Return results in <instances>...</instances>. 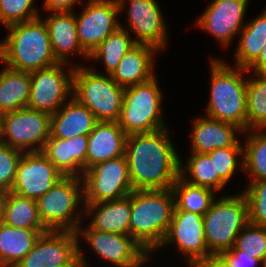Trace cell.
<instances>
[{
    "instance_id": "1",
    "label": "cell",
    "mask_w": 266,
    "mask_h": 267,
    "mask_svg": "<svg viewBox=\"0 0 266 267\" xmlns=\"http://www.w3.org/2000/svg\"><path fill=\"white\" fill-rule=\"evenodd\" d=\"M167 129L127 136L125 156L134 190H166L180 176V157Z\"/></svg>"
},
{
    "instance_id": "2",
    "label": "cell",
    "mask_w": 266,
    "mask_h": 267,
    "mask_svg": "<svg viewBox=\"0 0 266 267\" xmlns=\"http://www.w3.org/2000/svg\"><path fill=\"white\" fill-rule=\"evenodd\" d=\"M5 40L0 41V61L6 67L23 72L53 66L59 61L52 51L49 33L41 16L9 25Z\"/></svg>"
},
{
    "instance_id": "3",
    "label": "cell",
    "mask_w": 266,
    "mask_h": 267,
    "mask_svg": "<svg viewBox=\"0 0 266 267\" xmlns=\"http://www.w3.org/2000/svg\"><path fill=\"white\" fill-rule=\"evenodd\" d=\"M174 208L171 188L131 192L130 236L148 254L159 249L163 243Z\"/></svg>"
},
{
    "instance_id": "4",
    "label": "cell",
    "mask_w": 266,
    "mask_h": 267,
    "mask_svg": "<svg viewBox=\"0 0 266 267\" xmlns=\"http://www.w3.org/2000/svg\"><path fill=\"white\" fill-rule=\"evenodd\" d=\"M211 92L206 107L208 118L227 122L247 131V82L244 68L230 67L222 60L211 58Z\"/></svg>"
},
{
    "instance_id": "5",
    "label": "cell",
    "mask_w": 266,
    "mask_h": 267,
    "mask_svg": "<svg viewBox=\"0 0 266 267\" xmlns=\"http://www.w3.org/2000/svg\"><path fill=\"white\" fill-rule=\"evenodd\" d=\"M124 89L110 75L97 73L93 68L76 66L74 69L72 97L86 106L98 121H118Z\"/></svg>"
},
{
    "instance_id": "6",
    "label": "cell",
    "mask_w": 266,
    "mask_h": 267,
    "mask_svg": "<svg viewBox=\"0 0 266 267\" xmlns=\"http://www.w3.org/2000/svg\"><path fill=\"white\" fill-rule=\"evenodd\" d=\"M249 223L247 201L243 193L215 198L203 216L206 245L212 255L230 250L235 239Z\"/></svg>"
},
{
    "instance_id": "7",
    "label": "cell",
    "mask_w": 266,
    "mask_h": 267,
    "mask_svg": "<svg viewBox=\"0 0 266 267\" xmlns=\"http://www.w3.org/2000/svg\"><path fill=\"white\" fill-rule=\"evenodd\" d=\"M162 97L156 76L147 82L124 89L117 122L127 136L166 128L161 113Z\"/></svg>"
},
{
    "instance_id": "8",
    "label": "cell",
    "mask_w": 266,
    "mask_h": 267,
    "mask_svg": "<svg viewBox=\"0 0 266 267\" xmlns=\"http://www.w3.org/2000/svg\"><path fill=\"white\" fill-rule=\"evenodd\" d=\"M81 184V177L63 176L46 194L36 200L40 219L49 231L76 232L81 226L82 212L75 211L78 204L84 202Z\"/></svg>"
},
{
    "instance_id": "9",
    "label": "cell",
    "mask_w": 266,
    "mask_h": 267,
    "mask_svg": "<svg viewBox=\"0 0 266 267\" xmlns=\"http://www.w3.org/2000/svg\"><path fill=\"white\" fill-rule=\"evenodd\" d=\"M81 178L85 203L122 199L134 190L125 155L92 166Z\"/></svg>"
},
{
    "instance_id": "10",
    "label": "cell",
    "mask_w": 266,
    "mask_h": 267,
    "mask_svg": "<svg viewBox=\"0 0 266 267\" xmlns=\"http://www.w3.org/2000/svg\"><path fill=\"white\" fill-rule=\"evenodd\" d=\"M79 242L76 232L48 231L15 267H88Z\"/></svg>"
},
{
    "instance_id": "11",
    "label": "cell",
    "mask_w": 266,
    "mask_h": 267,
    "mask_svg": "<svg viewBox=\"0 0 266 267\" xmlns=\"http://www.w3.org/2000/svg\"><path fill=\"white\" fill-rule=\"evenodd\" d=\"M50 128L51 115L48 113L28 107L6 112L1 143L22 152H38L49 139Z\"/></svg>"
},
{
    "instance_id": "12",
    "label": "cell",
    "mask_w": 266,
    "mask_h": 267,
    "mask_svg": "<svg viewBox=\"0 0 266 267\" xmlns=\"http://www.w3.org/2000/svg\"><path fill=\"white\" fill-rule=\"evenodd\" d=\"M63 62L30 72L31 89L28 108L55 113L72 97L74 67L65 73ZM63 68V69H62Z\"/></svg>"
},
{
    "instance_id": "13",
    "label": "cell",
    "mask_w": 266,
    "mask_h": 267,
    "mask_svg": "<svg viewBox=\"0 0 266 267\" xmlns=\"http://www.w3.org/2000/svg\"><path fill=\"white\" fill-rule=\"evenodd\" d=\"M125 5V0H88L83 11L76 16L78 39L89 55L106 37L120 28L116 16Z\"/></svg>"
},
{
    "instance_id": "14",
    "label": "cell",
    "mask_w": 266,
    "mask_h": 267,
    "mask_svg": "<svg viewBox=\"0 0 266 267\" xmlns=\"http://www.w3.org/2000/svg\"><path fill=\"white\" fill-rule=\"evenodd\" d=\"M62 177L61 172L41 151L23 152L10 192L37 200Z\"/></svg>"
},
{
    "instance_id": "15",
    "label": "cell",
    "mask_w": 266,
    "mask_h": 267,
    "mask_svg": "<svg viewBox=\"0 0 266 267\" xmlns=\"http://www.w3.org/2000/svg\"><path fill=\"white\" fill-rule=\"evenodd\" d=\"M78 238L84 237L93 251L117 267H140L149 254L130 235L101 232L88 226L78 227ZM81 234V235H80Z\"/></svg>"
},
{
    "instance_id": "16",
    "label": "cell",
    "mask_w": 266,
    "mask_h": 267,
    "mask_svg": "<svg viewBox=\"0 0 266 267\" xmlns=\"http://www.w3.org/2000/svg\"><path fill=\"white\" fill-rule=\"evenodd\" d=\"M169 243H176L189 265L212 255L206 245L203 216L197 213L185 210L173 211L168 232L159 248Z\"/></svg>"
},
{
    "instance_id": "17",
    "label": "cell",
    "mask_w": 266,
    "mask_h": 267,
    "mask_svg": "<svg viewBox=\"0 0 266 267\" xmlns=\"http://www.w3.org/2000/svg\"><path fill=\"white\" fill-rule=\"evenodd\" d=\"M249 0H213L197 20V25L208 31L221 45L228 46L244 28L243 23Z\"/></svg>"
},
{
    "instance_id": "18",
    "label": "cell",
    "mask_w": 266,
    "mask_h": 267,
    "mask_svg": "<svg viewBox=\"0 0 266 267\" xmlns=\"http://www.w3.org/2000/svg\"><path fill=\"white\" fill-rule=\"evenodd\" d=\"M127 26L136 34V44H146L164 50L167 43V27L156 0H128Z\"/></svg>"
},
{
    "instance_id": "19",
    "label": "cell",
    "mask_w": 266,
    "mask_h": 267,
    "mask_svg": "<svg viewBox=\"0 0 266 267\" xmlns=\"http://www.w3.org/2000/svg\"><path fill=\"white\" fill-rule=\"evenodd\" d=\"M191 151L208 154L215 149L225 147H242L235 132L244 131L234 124L208 118L206 116L193 121Z\"/></svg>"
},
{
    "instance_id": "20",
    "label": "cell",
    "mask_w": 266,
    "mask_h": 267,
    "mask_svg": "<svg viewBox=\"0 0 266 267\" xmlns=\"http://www.w3.org/2000/svg\"><path fill=\"white\" fill-rule=\"evenodd\" d=\"M127 135L118 122L99 121L88 135L87 169L125 155Z\"/></svg>"
},
{
    "instance_id": "21",
    "label": "cell",
    "mask_w": 266,
    "mask_h": 267,
    "mask_svg": "<svg viewBox=\"0 0 266 267\" xmlns=\"http://www.w3.org/2000/svg\"><path fill=\"white\" fill-rule=\"evenodd\" d=\"M44 22L48 29L52 51L59 62L69 64L67 59L73 52L89 59V54L79 42L76 15L73 11L53 12Z\"/></svg>"
},
{
    "instance_id": "22",
    "label": "cell",
    "mask_w": 266,
    "mask_h": 267,
    "mask_svg": "<svg viewBox=\"0 0 266 267\" xmlns=\"http://www.w3.org/2000/svg\"><path fill=\"white\" fill-rule=\"evenodd\" d=\"M98 122L86 106L71 97L51 115L50 137L69 139L79 135L88 136Z\"/></svg>"
},
{
    "instance_id": "23",
    "label": "cell",
    "mask_w": 266,
    "mask_h": 267,
    "mask_svg": "<svg viewBox=\"0 0 266 267\" xmlns=\"http://www.w3.org/2000/svg\"><path fill=\"white\" fill-rule=\"evenodd\" d=\"M157 51L150 45L136 44L122 57L110 76L124 88L151 80L155 77L153 55Z\"/></svg>"
},
{
    "instance_id": "24",
    "label": "cell",
    "mask_w": 266,
    "mask_h": 267,
    "mask_svg": "<svg viewBox=\"0 0 266 267\" xmlns=\"http://www.w3.org/2000/svg\"><path fill=\"white\" fill-rule=\"evenodd\" d=\"M85 213L94 217L90 227L101 232L130 235L131 193L122 199L101 203H84Z\"/></svg>"
},
{
    "instance_id": "25",
    "label": "cell",
    "mask_w": 266,
    "mask_h": 267,
    "mask_svg": "<svg viewBox=\"0 0 266 267\" xmlns=\"http://www.w3.org/2000/svg\"><path fill=\"white\" fill-rule=\"evenodd\" d=\"M48 229H25L0 222V267H15Z\"/></svg>"
},
{
    "instance_id": "26",
    "label": "cell",
    "mask_w": 266,
    "mask_h": 267,
    "mask_svg": "<svg viewBox=\"0 0 266 267\" xmlns=\"http://www.w3.org/2000/svg\"><path fill=\"white\" fill-rule=\"evenodd\" d=\"M30 72L5 66L0 72V111L3 113L26 108L30 100Z\"/></svg>"
},
{
    "instance_id": "27",
    "label": "cell",
    "mask_w": 266,
    "mask_h": 267,
    "mask_svg": "<svg viewBox=\"0 0 266 267\" xmlns=\"http://www.w3.org/2000/svg\"><path fill=\"white\" fill-rule=\"evenodd\" d=\"M235 51L236 67L248 69L259 57L266 41V9L255 19L249 20L240 31Z\"/></svg>"
},
{
    "instance_id": "28",
    "label": "cell",
    "mask_w": 266,
    "mask_h": 267,
    "mask_svg": "<svg viewBox=\"0 0 266 267\" xmlns=\"http://www.w3.org/2000/svg\"><path fill=\"white\" fill-rule=\"evenodd\" d=\"M1 222L17 228L47 229L40 219L36 200L13 192L5 194Z\"/></svg>"
},
{
    "instance_id": "29",
    "label": "cell",
    "mask_w": 266,
    "mask_h": 267,
    "mask_svg": "<svg viewBox=\"0 0 266 267\" xmlns=\"http://www.w3.org/2000/svg\"><path fill=\"white\" fill-rule=\"evenodd\" d=\"M174 195V210H185L204 216L210 209L214 190L190 184L179 176L171 186Z\"/></svg>"
},
{
    "instance_id": "30",
    "label": "cell",
    "mask_w": 266,
    "mask_h": 267,
    "mask_svg": "<svg viewBox=\"0 0 266 267\" xmlns=\"http://www.w3.org/2000/svg\"><path fill=\"white\" fill-rule=\"evenodd\" d=\"M136 43L130 37L124 26L114 33L106 37L89 55V60H102L105 67V74L111 75L122 57L133 47Z\"/></svg>"
},
{
    "instance_id": "31",
    "label": "cell",
    "mask_w": 266,
    "mask_h": 267,
    "mask_svg": "<svg viewBox=\"0 0 266 267\" xmlns=\"http://www.w3.org/2000/svg\"><path fill=\"white\" fill-rule=\"evenodd\" d=\"M179 172L186 182L207 187L214 191H219L226 185L218 174H215L214 160L208 154L192 152L185 167H183L180 158ZM185 172L189 173L190 179H185V176H187Z\"/></svg>"
},
{
    "instance_id": "32",
    "label": "cell",
    "mask_w": 266,
    "mask_h": 267,
    "mask_svg": "<svg viewBox=\"0 0 266 267\" xmlns=\"http://www.w3.org/2000/svg\"><path fill=\"white\" fill-rule=\"evenodd\" d=\"M255 77L248 78L246 111L247 131L256 129L266 130V73H254Z\"/></svg>"
},
{
    "instance_id": "33",
    "label": "cell",
    "mask_w": 266,
    "mask_h": 267,
    "mask_svg": "<svg viewBox=\"0 0 266 267\" xmlns=\"http://www.w3.org/2000/svg\"><path fill=\"white\" fill-rule=\"evenodd\" d=\"M251 131L253 132L247 137V144L243 147L241 168L242 171L250 173V182L266 180V131Z\"/></svg>"
},
{
    "instance_id": "34",
    "label": "cell",
    "mask_w": 266,
    "mask_h": 267,
    "mask_svg": "<svg viewBox=\"0 0 266 267\" xmlns=\"http://www.w3.org/2000/svg\"><path fill=\"white\" fill-rule=\"evenodd\" d=\"M230 250H240L261 262L266 254V227L248 223L235 239Z\"/></svg>"
},
{
    "instance_id": "35",
    "label": "cell",
    "mask_w": 266,
    "mask_h": 267,
    "mask_svg": "<svg viewBox=\"0 0 266 267\" xmlns=\"http://www.w3.org/2000/svg\"><path fill=\"white\" fill-rule=\"evenodd\" d=\"M245 190L249 222L266 227V180L252 181Z\"/></svg>"
},
{
    "instance_id": "36",
    "label": "cell",
    "mask_w": 266,
    "mask_h": 267,
    "mask_svg": "<svg viewBox=\"0 0 266 267\" xmlns=\"http://www.w3.org/2000/svg\"><path fill=\"white\" fill-rule=\"evenodd\" d=\"M33 3L34 0H0V22L8 27L40 17Z\"/></svg>"
},
{
    "instance_id": "37",
    "label": "cell",
    "mask_w": 266,
    "mask_h": 267,
    "mask_svg": "<svg viewBox=\"0 0 266 267\" xmlns=\"http://www.w3.org/2000/svg\"><path fill=\"white\" fill-rule=\"evenodd\" d=\"M209 157L214 160L215 174L227 184L237 169V157L243 158V147H225L215 149L208 153Z\"/></svg>"
},
{
    "instance_id": "38",
    "label": "cell",
    "mask_w": 266,
    "mask_h": 267,
    "mask_svg": "<svg viewBox=\"0 0 266 267\" xmlns=\"http://www.w3.org/2000/svg\"><path fill=\"white\" fill-rule=\"evenodd\" d=\"M41 152L63 176H70L69 139L49 137Z\"/></svg>"
},
{
    "instance_id": "39",
    "label": "cell",
    "mask_w": 266,
    "mask_h": 267,
    "mask_svg": "<svg viewBox=\"0 0 266 267\" xmlns=\"http://www.w3.org/2000/svg\"><path fill=\"white\" fill-rule=\"evenodd\" d=\"M23 152L0 142V191L10 192Z\"/></svg>"
},
{
    "instance_id": "40",
    "label": "cell",
    "mask_w": 266,
    "mask_h": 267,
    "mask_svg": "<svg viewBox=\"0 0 266 267\" xmlns=\"http://www.w3.org/2000/svg\"><path fill=\"white\" fill-rule=\"evenodd\" d=\"M88 136L79 135L69 138L70 176L82 177L87 170Z\"/></svg>"
},
{
    "instance_id": "41",
    "label": "cell",
    "mask_w": 266,
    "mask_h": 267,
    "mask_svg": "<svg viewBox=\"0 0 266 267\" xmlns=\"http://www.w3.org/2000/svg\"><path fill=\"white\" fill-rule=\"evenodd\" d=\"M231 267H256L259 259L253 258L240 250H227L220 254Z\"/></svg>"
},
{
    "instance_id": "42",
    "label": "cell",
    "mask_w": 266,
    "mask_h": 267,
    "mask_svg": "<svg viewBox=\"0 0 266 267\" xmlns=\"http://www.w3.org/2000/svg\"><path fill=\"white\" fill-rule=\"evenodd\" d=\"M190 267H231L221 255H211L194 261Z\"/></svg>"
},
{
    "instance_id": "43",
    "label": "cell",
    "mask_w": 266,
    "mask_h": 267,
    "mask_svg": "<svg viewBox=\"0 0 266 267\" xmlns=\"http://www.w3.org/2000/svg\"><path fill=\"white\" fill-rule=\"evenodd\" d=\"M79 1L80 0H45L44 8L51 12L73 11L72 7Z\"/></svg>"
},
{
    "instance_id": "44",
    "label": "cell",
    "mask_w": 266,
    "mask_h": 267,
    "mask_svg": "<svg viewBox=\"0 0 266 267\" xmlns=\"http://www.w3.org/2000/svg\"><path fill=\"white\" fill-rule=\"evenodd\" d=\"M247 70H251L253 73H266V41L258 59Z\"/></svg>"
},
{
    "instance_id": "45",
    "label": "cell",
    "mask_w": 266,
    "mask_h": 267,
    "mask_svg": "<svg viewBox=\"0 0 266 267\" xmlns=\"http://www.w3.org/2000/svg\"><path fill=\"white\" fill-rule=\"evenodd\" d=\"M5 194L6 193L0 191V222L2 220V212H3V204H4Z\"/></svg>"
},
{
    "instance_id": "46",
    "label": "cell",
    "mask_w": 266,
    "mask_h": 267,
    "mask_svg": "<svg viewBox=\"0 0 266 267\" xmlns=\"http://www.w3.org/2000/svg\"><path fill=\"white\" fill-rule=\"evenodd\" d=\"M4 114L2 111H0V142L2 138V133H3V119H4Z\"/></svg>"
},
{
    "instance_id": "47",
    "label": "cell",
    "mask_w": 266,
    "mask_h": 267,
    "mask_svg": "<svg viewBox=\"0 0 266 267\" xmlns=\"http://www.w3.org/2000/svg\"><path fill=\"white\" fill-rule=\"evenodd\" d=\"M261 263H262L263 267H266V254L264 255L263 260H262Z\"/></svg>"
}]
</instances>
